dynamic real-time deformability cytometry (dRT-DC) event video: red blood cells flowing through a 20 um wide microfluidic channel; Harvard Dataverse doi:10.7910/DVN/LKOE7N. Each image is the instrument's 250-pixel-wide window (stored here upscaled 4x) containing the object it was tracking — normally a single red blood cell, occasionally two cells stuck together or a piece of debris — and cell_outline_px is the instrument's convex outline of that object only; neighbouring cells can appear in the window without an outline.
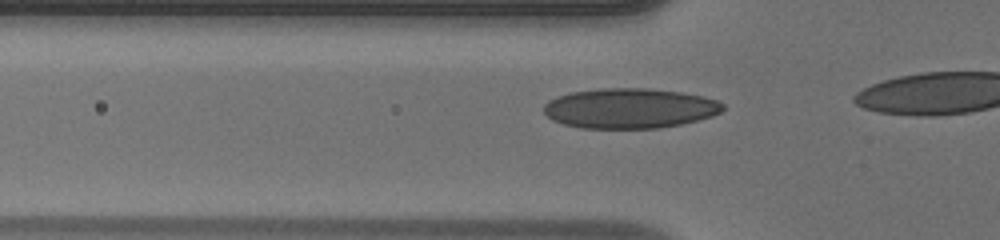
{"species": "human", "species_latin": "Homo sapiens", "temperature_condition": "warm", "stored_images_in_passage": 17, "camera_frame_rate_fps": 3000, "um_per_image_px": 0.085, "donor": {"sex": "male"}, "frame": {"image": 1, "passage_image": 12, "time_ms": 3.667, "image_size_px": [1000, 240], "cell_outline_px": [[724, 108], [720, 112], [712, 116], [680, 124], [660, 128], [580, 128], [564, 124], [552, 120], [544, 112], [544, 104], [548, 100], [556, 96], [568, 92], [600, 88], [648, 88], [680, 92], [704, 96], [716, 100], [724, 104]], "centroid_in_image_um": [53.49, 9.2], "position_along_channel_um": 72.3, "area_um2": 41.96}}
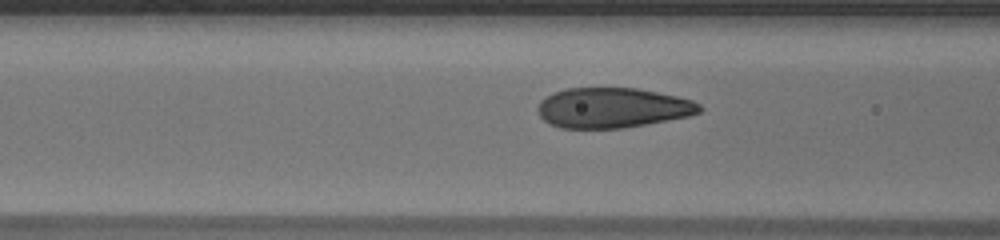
{"frame": {"image": 2, "passage_image": 15, "time_ms": 4.667, "image_size_px": [1000, 240], "cell_outline_px": [[704, 108], [700, 112], [688, 116], [624, 128], [560, 128], [548, 124], [540, 116], [536, 108], [540, 100], [544, 96], [564, 88], [636, 88], [676, 96], [692, 100], [700, 104]], "centroid_in_image_um": [52.02, 9.16], "position_along_channel_um": 114.6, "area_um2": 37.97}}